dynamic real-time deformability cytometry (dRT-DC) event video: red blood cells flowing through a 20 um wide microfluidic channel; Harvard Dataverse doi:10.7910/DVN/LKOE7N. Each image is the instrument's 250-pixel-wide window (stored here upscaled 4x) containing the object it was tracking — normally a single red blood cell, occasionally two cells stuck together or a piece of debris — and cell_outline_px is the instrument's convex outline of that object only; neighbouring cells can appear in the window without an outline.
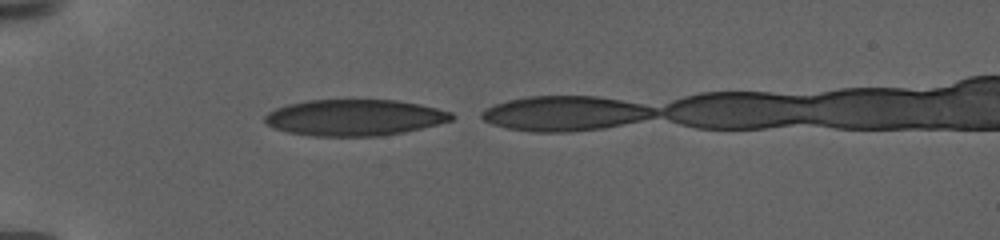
{"species": "human", "species_latin": "Homo sapiens", "temperature_condition": "warm", "stored_images_in_passage": 5, "camera_frame_rate_fps": 3000, "um_per_image_px": 0.085, "donor": {"sex": "female"}, "frame": {"image": 1, "passage_image": 1, "time_ms": 0.0, "image_size_px": [1000, 240], "cell_outline_px": [[456, 116], [452, 120], [404, 132], [380, 136], [312, 136], [288, 132], [276, 128], [268, 124], [264, 120], [264, 116], [268, 112], [276, 108], [288, 104], [308, 100], [396, 100], [420, 104], [452, 112]], "centroid_in_image_um": [30.14, 9.99], "position_along_channel_um": 54.9, "area_um2": 39.36}}